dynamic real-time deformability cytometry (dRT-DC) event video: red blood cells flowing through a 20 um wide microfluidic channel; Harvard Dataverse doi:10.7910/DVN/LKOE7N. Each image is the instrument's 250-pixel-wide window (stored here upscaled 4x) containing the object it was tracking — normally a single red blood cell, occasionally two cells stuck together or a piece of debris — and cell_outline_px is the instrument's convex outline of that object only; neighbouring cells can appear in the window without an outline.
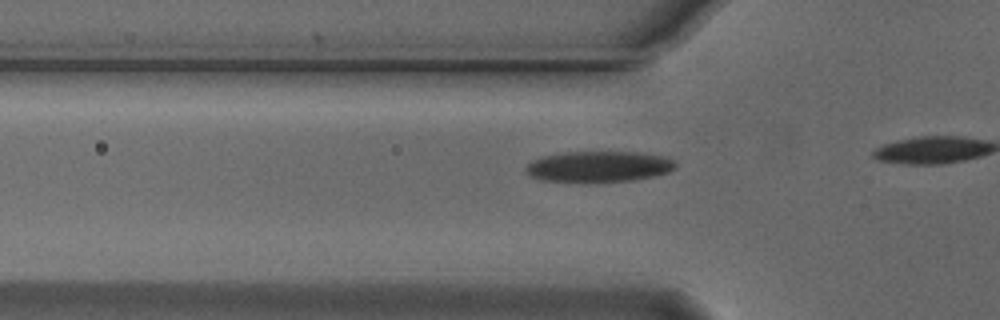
{"species": "Egyptian fruit bat (a non-hibernating species)", "species_latin": "Rousettus aegyptiacus", "temperature_condition": "cold", "stored_images_in_passage": 11, "camera_frame_rate_fps": 3000, "um_per_image_px": 0.085, "animal": {"sex": "male"}, "frame": {"image": 1, "passage_image": 8, "time_ms": 2.333, "image_size_px": [1000, 320], "cell_outline_px": [[676, 168], [668, 172], [652, 176], [632, 180], [596, 184], [540, 180], [532, 176], [524, 168], [532, 160], [540, 156], [564, 152], [636, 152], [664, 156], [672, 160], [676, 164]], "centroid_in_image_um": [50.86, 14.18], "position_along_channel_um": 74.9, "area_um2": 27.51}}